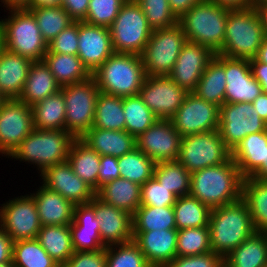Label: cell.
I'll list each match as a JSON object with an SVG mask.
<instances>
[{
  "label": "cell",
  "instance_id": "3",
  "mask_svg": "<svg viewBox=\"0 0 267 267\" xmlns=\"http://www.w3.org/2000/svg\"><path fill=\"white\" fill-rule=\"evenodd\" d=\"M231 9L210 0H204L185 12L178 23L187 41L208 48L213 54L223 49L226 20Z\"/></svg>",
  "mask_w": 267,
  "mask_h": 267
},
{
  "label": "cell",
  "instance_id": "25",
  "mask_svg": "<svg viewBox=\"0 0 267 267\" xmlns=\"http://www.w3.org/2000/svg\"><path fill=\"white\" fill-rule=\"evenodd\" d=\"M30 195L34 198L42 226L70 225L73 222L75 205L58 192L42 184Z\"/></svg>",
  "mask_w": 267,
  "mask_h": 267
},
{
  "label": "cell",
  "instance_id": "42",
  "mask_svg": "<svg viewBox=\"0 0 267 267\" xmlns=\"http://www.w3.org/2000/svg\"><path fill=\"white\" fill-rule=\"evenodd\" d=\"M153 176L177 198L190 194L191 173L177 161L156 163Z\"/></svg>",
  "mask_w": 267,
  "mask_h": 267
},
{
  "label": "cell",
  "instance_id": "49",
  "mask_svg": "<svg viewBox=\"0 0 267 267\" xmlns=\"http://www.w3.org/2000/svg\"><path fill=\"white\" fill-rule=\"evenodd\" d=\"M126 1L127 0H90L87 15L83 21L91 25L109 28Z\"/></svg>",
  "mask_w": 267,
  "mask_h": 267
},
{
  "label": "cell",
  "instance_id": "43",
  "mask_svg": "<svg viewBox=\"0 0 267 267\" xmlns=\"http://www.w3.org/2000/svg\"><path fill=\"white\" fill-rule=\"evenodd\" d=\"M155 162L137 147L118 157L120 178L142 185L154 175Z\"/></svg>",
  "mask_w": 267,
  "mask_h": 267
},
{
  "label": "cell",
  "instance_id": "13",
  "mask_svg": "<svg viewBox=\"0 0 267 267\" xmlns=\"http://www.w3.org/2000/svg\"><path fill=\"white\" fill-rule=\"evenodd\" d=\"M0 205V228L13 242L37 237L42 225L31 195L18 196Z\"/></svg>",
  "mask_w": 267,
  "mask_h": 267
},
{
  "label": "cell",
  "instance_id": "35",
  "mask_svg": "<svg viewBox=\"0 0 267 267\" xmlns=\"http://www.w3.org/2000/svg\"><path fill=\"white\" fill-rule=\"evenodd\" d=\"M241 198L246 202L256 232L267 230V180L243 178Z\"/></svg>",
  "mask_w": 267,
  "mask_h": 267
},
{
  "label": "cell",
  "instance_id": "54",
  "mask_svg": "<svg viewBox=\"0 0 267 267\" xmlns=\"http://www.w3.org/2000/svg\"><path fill=\"white\" fill-rule=\"evenodd\" d=\"M120 178L118 157L103 155L100 156V167L97 179V190L112 180Z\"/></svg>",
  "mask_w": 267,
  "mask_h": 267
},
{
  "label": "cell",
  "instance_id": "12",
  "mask_svg": "<svg viewBox=\"0 0 267 267\" xmlns=\"http://www.w3.org/2000/svg\"><path fill=\"white\" fill-rule=\"evenodd\" d=\"M219 133L226 147L232 151L247 135L267 130L252 103H224L220 107Z\"/></svg>",
  "mask_w": 267,
  "mask_h": 267
},
{
  "label": "cell",
  "instance_id": "51",
  "mask_svg": "<svg viewBox=\"0 0 267 267\" xmlns=\"http://www.w3.org/2000/svg\"><path fill=\"white\" fill-rule=\"evenodd\" d=\"M47 53L78 54V21H74L48 43Z\"/></svg>",
  "mask_w": 267,
  "mask_h": 267
},
{
  "label": "cell",
  "instance_id": "62",
  "mask_svg": "<svg viewBox=\"0 0 267 267\" xmlns=\"http://www.w3.org/2000/svg\"><path fill=\"white\" fill-rule=\"evenodd\" d=\"M63 0H29L23 7L25 9H36L39 7L62 6Z\"/></svg>",
  "mask_w": 267,
  "mask_h": 267
},
{
  "label": "cell",
  "instance_id": "59",
  "mask_svg": "<svg viewBox=\"0 0 267 267\" xmlns=\"http://www.w3.org/2000/svg\"><path fill=\"white\" fill-rule=\"evenodd\" d=\"M249 177L260 180H267V130L264 131L263 162Z\"/></svg>",
  "mask_w": 267,
  "mask_h": 267
},
{
  "label": "cell",
  "instance_id": "33",
  "mask_svg": "<svg viewBox=\"0 0 267 267\" xmlns=\"http://www.w3.org/2000/svg\"><path fill=\"white\" fill-rule=\"evenodd\" d=\"M43 61L61 87L82 82L91 77L77 55L46 53Z\"/></svg>",
  "mask_w": 267,
  "mask_h": 267
},
{
  "label": "cell",
  "instance_id": "17",
  "mask_svg": "<svg viewBox=\"0 0 267 267\" xmlns=\"http://www.w3.org/2000/svg\"><path fill=\"white\" fill-rule=\"evenodd\" d=\"M214 58L225 68L226 103H252L263 92L260 83L252 75L248 59L221 54L214 55Z\"/></svg>",
  "mask_w": 267,
  "mask_h": 267
},
{
  "label": "cell",
  "instance_id": "56",
  "mask_svg": "<svg viewBox=\"0 0 267 267\" xmlns=\"http://www.w3.org/2000/svg\"><path fill=\"white\" fill-rule=\"evenodd\" d=\"M250 68L253 77L260 83L262 91L267 93V64L250 59Z\"/></svg>",
  "mask_w": 267,
  "mask_h": 267
},
{
  "label": "cell",
  "instance_id": "7",
  "mask_svg": "<svg viewBox=\"0 0 267 267\" xmlns=\"http://www.w3.org/2000/svg\"><path fill=\"white\" fill-rule=\"evenodd\" d=\"M8 18L0 19L4 47L32 62L43 61L48 44L43 39L33 13L25 8H7Z\"/></svg>",
  "mask_w": 267,
  "mask_h": 267
},
{
  "label": "cell",
  "instance_id": "23",
  "mask_svg": "<svg viewBox=\"0 0 267 267\" xmlns=\"http://www.w3.org/2000/svg\"><path fill=\"white\" fill-rule=\"evenodd\" d=\"M177 237V229L133 232V241L151 267H166L177 256Z\"/></svg>",
  "mask_w": 267,
  "mask_h": 267
},
{
  "label": "cell",
  "instance_id": "16",
  "mask_svg": "<svg viewBox=\"0 0 267 267\" xmlns=\"http://www.w3.org/2000/svg\"><path fill=\"white\" fill-rule=\"evenodd\" d=\"M187 94L169 76H146L139 92L143 102L159 119H170Z\"/></svg>",
  "mask_w": 267,
  "mask_h": 267
},
{
  "label": "cell",
  "instance_id": "46",
  "mask_svg": "<svg viewBox=\"0 0 267 267\" xmlns=\"http://www.w3.org/2000/svg\"><path fill=\"white\" fill-rule=\"evenodd\" d=\"M210 252L212 249L209 226L178 230L177 256H194Z\"/></svg>",
  "mask_w": 267,
  "mask_h": 267
},
{
  "label": "cell",
  "instance_id": "8",
  "mask_svg": "<svg viewBox=\"0 0 267 267\" xmlns=\"http://www.w3.org/2000/svg\"><path fill=\"white\" fill-rule=\"evenodd\" d=\"M109 29L115 53L136 55H141L153 31L135 0L122 5Z\"/></svg>",
  "mask_w": 267,
  "mask_h": 267
},
{
  "label": "cell",
  "instance_id": "70",
  "mask_svg": "<svg viewBox=\"0 0 267 267\" xmlns=\"http://www.w3.org/2000/svg\"><path fill=\"white\" fill-rule=\"evenodd\" d=\"M220 267H227L225 264L222 263V265Z\"/></svg>",
  "mask_w": 267,
  "mask_h": 267
},
{
  "label": "cell",
  "instance_id": "48",
  "mask_svg": "<svg viewBox=\"0 0 267 267\" xmlns=\"http://www.w3.org/2000/svg\"><path fill=\"white\" fill-rule=\"evenodd\" d=\"M144 12L149 27L158 30L174 26L178 18L170 10L168 0H135Z\"/></svg>",
  "mask_w": 267,
  "mask_h": 267
},
{
  "label": "cell",
  "instance_id": "60",
  "mask_svg": "<svg viewBox=\"0 0 267 267\" xmlns=\"http://www.w3.org/2000/svg\"><path fill=\"white\" fill-rule=\"evenodd\" d=\"M252 106L258 112L260 118L267 123V93L262 92L252 102Z\"/></svg>",
  "mask_w": 267,
  "mask_h": 267
},
{
  "label": "cell",
  "instance_id": "64",
  "mask_svg": "<svg viewBox=\"0 0 267 267\" xmlns=\"http://www.w3.org/2000/svg\"><path fill=\"white\" fill-rule=\"evenodd\" d=\"M257 62H262L267 64V36L263 40V43L258 50L257 55L254 58Z\"/></svg>",
  "mask_w": 267,
  "mask_h": 267
},
{
  "label": "cell",
  "instance_id": "47",
  "mask_svg": "<svg viewBox=\"0 0 267 267\" xmlns=\"http://www.w3.org/2000/svg\"><path fill=\"white\" fill-rule=\"evenodd\" d=\"M106 259L107 267H151L133 240L106 246Z\"/></svg>",
  "mask_w": 267,
  "mask_h": 267
},
{
  "label": "cell",
  "instance_id": "34",
  "mask_svg": "<svg viewBox=\"0 0 267 267\" xmlns=\"http://www.w3.org/2000/svg\"><path fill=\"white\" fill-rule=\"evenodd\" d=\"M32 107L34 129L65 130V99L61 91L35 103Z\"/></svg>",
  "mask_w": 267,
  "mask_h": 267
},
{
  "label": "cell",
  "instance_id": "66",
  "mask_svg": "<svg viewBox=\"0 0 267 267\" xmlns=\"http://www.w3.org/2000/svg\"><path fill=\"white\" fill-rule=\"evenodd\" d=\"M4 34H3V29L2 26L0 25V54L4 49Z\"/></svg>",
  "mask_w": 267,
  "mask_h": 267
},
{
  "label": "cell",
  "instance_id": "44",
  "mask_svg": "<svg viewBox=\"0 0 267 267\" xmlns=\"http://www.w3.org/2000/svg\"><path fill=\"white\" fill-rule=\"evenodd\" d=\"M12 262L15 267H60L36 238L13 242Z\"/></svg>",
  "mask_w": 267,
  "mask_h": 267
},
{
  "label": "cell",
  "instance_id": "10",
  "mask_svg": "<svg viewBox=\"0 0 267 267\" xmlns=\"http://www.w3.org/2000/svg\"><path fill=\"white\" fill-rule=\"evenodd\" d=\"M231 151L219 130L196 133L181 138L177 162L190 173L227 162Z\"/></svg>",
  "mask_w": 267,
  "mask_h": 267
},
{
  "label": "cell",
  "instance_id": "36",
  "mask_svg": "<svg viewBox=\"0 0 267 267\" xmlns=\"http://www.w3.org/2000/svg\"><path fill=\"white\" fill-rule=\"evenodd\" d=\"M264 131L247 135L231 151V159L243 178L249 177L263 162Z\"/></svg>",
  "mask_w": 267,
  "mask_h": 267
},
{
  "label": "cell",
  "instance_id": "67",
  "mask_svg": "<svg viewBox=\"0 0 267 267\" xmlns=\"http://www.w3.org/2000/svg\"><path fill=\"white\" fill-rule=\"evenodd\" d=\"M267 2V0H252V7Z\"/></svg>",
  "mask_w": 267,
  "mask_h": 267
},
{
  "label": "cell",
  "instance_id": "32",
  "mask_svg": "<svg viewBox=\"0 0 267 267\" xmlns=\"http://www.w3.org/2000/svg\"><path fill=\"white\" fill-rule=\"evenodd\" d=\"M36 239L60 267L74 253L70 225L42 226Z\"/></svg>",
  "mask_w": 267,
  "mask_h": 267
},
{
  "label": "cell",
  "instance_id": "4",
  "mask_svg": "<svg viewBox=\"0 0 267 267\" xmlns=\"http://www.w3.org/2000/svg\"><path fill=\"white\" fill-rule=\"evenodd\" d=\"M91 76L100 92L123 98L139 94L147 75L140 55L114 53Z\"/></svg>",
  "mask_w": 267,
  "mask_h": 267
},
{
  "label": "cell",
  "instance_id": "39",
  "mask_svg": "<svg viewBox=\"0 0 267 267\" xmlns=\"http://www.w3.org/2000/svg\"><path fill=\"white\" fill-rule=\"evenodd\" d=\"M93 127L107 130H125L123 98L99 92Z\"/></svg>",
  "mask_w": 267,
  "mask_h": 267
},
{
  "label": "cell",
  "instance_id": "21",
  "mask_svg": "<svg viewBox=\"0 0 267 267\" xmlns=\"http://www.w3.org/2000/svg\"><path fill=\"white\" fill-rule=\"evenodd\" d=\"M214 55L201 44L187 41L168 76L188 93L193 92Z\"/></svg>",
  "mask_w": 267,
  "mask_h": 267
},
{
  "label": "cell",
  "instance_id": "15",
  "mask_svg": "<svg viewBox=\"0 0 267 267\" xmlns=\"http://www.w3.org/2000/svg\"><path fill=\"white\" fill-rule=\"evenodd\" d=\"M220 107L197 97L190 92L183 104L170 118L174 129L185 137L219 128Z\"/></svg>",
  "mask_w": 267,
  "mask_h": 267
},
{
  "label": "cell",
  "instance_id": "38",
  "mask_svg": "<svg viewBox=\"0 0 267 267\" xmlns=\"http://www.w3.org/2000/svg\"><path fill=\"white\" fill-rule=\"evenodd\" d=\"M176 229L207 227L211 209L189 195L176 198L173 205Z\"/></svg>",
  "mask_w": 267,
  "mask_h": 267
},
{
  "label": "cell",
  "instance_id": "65",
  "mask_svg": "<svg viewBox=\"0 0 267 267\" xmlns=\"http://www.w3.org/2000/svg\"><path fill=\"white\" fill-rule=\"evenodd\" d=\"M3 7L7 8H23L29 0H1Z\"/></svg>",
  "mask_w": 267,
  "mask_h": 267
},
{
  "label": "cell",
  "instance_id": "40",
  "mask_svg": "<svg viewBox=\"0 0 267 267\" xmlns=\"http://www.w3.org/2000/svg\"><path fill=\"white\" fill-rule=\"evenodd\" d=\"M132 223L133 232L176 229L173 206H139Z\"/></svg>",
  "mask_w": 267,
  "mask_h": 267
},
{
  "label": "cell",
  "instance_id": "41",
  "mask_svg": "<svg viewBox=\"0 0 267 267\" xmlns=\"http://www.w3.org/2000/svg\"><path fill=\"white\" fill-rule=\"evenodd\" d=\"M125 131L135 138L145 132L159 118L147 107L139 94L123 97Z\"/></svg>",
  "mask_w": 267,
  "mask_h": 267
},
{
  "label": "cell",
  "instance_id": "45",
  "mask_svg": "<svg viewBox=\"0 0 267 267\" xmlns=\"http://www.w3.org/2000/svg\"><path fill=\"white\" fill-rule=\"evenodd\" d=\"M27 10L31 11L36 18L40 33L47 44L74 22L62 6Z\"/></svg>",
  "mask_w": 267,
  "mask_h": 267
},
{
  "label": "cell",
  "instance_id": "61",
  "mask_svg": "<svg viewBox=\"0 0 267 267\" xmlns=\"http://www.w3.org/2000/svg\"><path fill=\"white\" fill-rule=\"evenodd\" d=\"M230 9H246L252 7V0H210Z\"/></svg>",
  "mask_w": 267,
  "mask_h": 267
},
{
  "label": "cell",
  "instance_id": "50",
  "mask_svg": "<svg viewBox=\"0 0 267 267\" xmlns=\"http://www.w3.org/2000/svg\"><path fill=\"white\" fill-rule=\"evenodd\" d=\"M176 198L154 176L141 185L140 206H173Z\"/></svg>",
  "mask_w": 267,
  "mask_h": 267
},
{
  "label": "cell",
  "instance_id": "69",
  "mask_svg": "<svg viewBox=\"0 0 267 267\" xmlns=\"http://www.w3.org/2000/svg\"><path fill=\"white\" fill-rule=\"evenodd\" d=\"M3 100H4V98L0 94V105H1V103H2Z\"/></svg>",
  "mask_w": 267,
  "mask_h": 267
},
{
  "label": "cell",
  "instance_id": "57",
  "mask_svg": "<svg viewBox=\"0 0 267 267\" xmlns=\"http://www.w3.org/2000/svg\"><path fill=\"white\" fill-rule=\"evenodd\" d=\"M13 240L0 228V264L12 262Z\"/></svg>",
  "mask_w": 267,
  "mask_h": 267
},
{
  "label": "cell",
  "instance_id": "1",
  "mask_svg": "<svg viewBox=\"0 0 267 267\" xmlns=\"http://www.w3.org/2000/svg\"><path fill=\"white\" fill-rule=\"evenodd\" d=\"M208 226L212 252L222 259L256 232L248 206L242 198L212 208Z\"/></svg>",
  "mask_w": 267,
  "mask_h": 267
},
{
  "label": "cell",
  "instance_id": "52",
  "mask_svg": "<svg viewBox=\"0 0 267 267\" xmlns=\"http://www.w3.org/2000/svg\"><path fill=\"white\" fill-rule=\"evenodd\" d=\"M61 267H107L106 247L96 251H74Z\"/></svg>",
  "mask_w": 267,
  "mask_h": 267
},
{
  "label": "cell",
  "instance_id": "63",
  "mask_svg": "<svg viewBox=\"0 0 267 267\" xmlns=\"http://www.w3.org/2000/svg\"><path fill=\"white\" fill-rule=\"evenodd\" d=\"M267 35V2L254 6Z\"/></svg>",
  "mask_w": 267,
  "mask_h": 267
},
{
  "label": "cell",
  "instance_id": "14",
  "mask_svg": "<svg viewBox=\"0 0 267 267\" xmlns=\"http://www.w3.org/2000/svg\"><path fill=\"white\" fill-rule=\"evenodd\" d=\"M33 130L32 107L19 99H4L0 105V154L9 157Z\"/></svg>",
  "mask_w": 267,
  "mask_h": 267
},
{
  "label": "cell",
  "instance_id": "37",
  "mask_svg": "<svg viewBox=\"0 0 267 267\" xmlns=\"http://www.w3.org/2000/svg\"><path fill=\"white\" fill-rule=\"evenodd\" d=\"M225 68L213 58L203 72L195 90L197 97L221 107L225 103Z\"/></svg>",
  "mask_w": 267,
  "mask_h": 267
},
{
  "label": "cell",
  "instance_id": "30",
  "mask_svg": "<svg viewBox=\"0 0 267 267\" xmlns=\"http://www.w3.org/2000/svg\"><path fill=\"white\" fill-rule=\"evenodd\" d=\"M267 263V236L255 232L224 259L227 267H263Z\"/></svg>",
  "mask_w": 267,
  "mask_h": 267
},
{
  "label": "cell",
  "instance_id": "19",
  "mask_svg": "<svg viewBox=\"0 0 267 267\" xmlns=\"http://www.w3.org/2000/svg\"><path fill=\"white\" fill-rule=\"evenodd\" d=\"M115 51L108 27L78 21V54L82 64L94 73Z\"/></svg>",
  "mask_w": 267,
  "mask_h": 267
},
{
  "label": "cell",
  "instance_id": "55",
  "mask_svg": "<svg viewBox=\"0 0 267 267\" xmlns=\"http://www.w3.org/2000/svg\"><path fill=\"white\" fill-rule=\"evenodd\" d=\"M90 0H63L62 7L74 21L86 18Z\"/></svg>",
  "mask_w": 267,
  "mask_h": 267
},
{
  "label": "cell",
  "instance_id": "6",
  "mask_svg": "<svg viewBox=\"0 0 267 267\" xmlns=\"http://www.w3.org/2000/svg\"><path fill=\"white\" fill-rule=\"evenodd\" d=\"M266 36L254 7L231 9L226 20L223 49L219 54L231 58L254 59Z\"/></svg>",
  "mask_w": 267,
  "mask_h": 267
},
{
  "label": "cell",
  "instance_id": "24",
  "mask_svg": "<svg viewBox=\"0 0 267 267\" xmlns=\"http://www.w3.org/2000/svg\"><path fill=\"white\" fill-rule=\"evenodd\" d=\"M100 221L90 204L75 205L70 224L74 251H96L105 248L99 230Z\"/></svg>",
  "mask_w": 267,
  "mask_h": 267
},
{
  "label": "cell",
  "instance_id": "9",
  "mask_svg": "<svg viewBox=\"0 0 267 267\" xmlns=\"http://www.w3.org/2000/svg\"><path fill=\"white\" fill-rule=\"evenodd\" d=\"M186 42V36L179 23L153 30L140 55L146 75L168 76Z\"/></svg>",
  "mask_w": 267,
  "mask_h": 267
},
{
  "label": "cell",
  "instance_id": "53",
  "mask_svg": "<svg viewBox=\"0 0 267 267\" xmlns=\"http://www.w3.org/2000/svg\"><path fill=\"white\" fill-rule=\"evenodd\" d=\"M223 259L213 252L194 256H176L166 267H220Z\"/></svg>",
  "mask_w": 267,
  "mask_h": 267
},
{
  "label": "cell",
  "instance_id": "2",
  "mask_svg": "<svg viewBox=\"0 0 267 267\" xmlns=\"http://www.w3.org/2000/svg\"><path fill=\"white\" fill-rule=\"evenodd\" d=\"M243 177L230 158L227 162L191 173L190 195L210 209L241 198Z\"/></svg>",
  "mask_w": 267,
  "mask_h": 267
},
{
  "label": "cell",
  "instance_id": "18",
  "mask_svg": "<svg viewBox=\"0 0 267 267\" xmlns=\"http://www.w3.org/2000/svg\"><path fill=\"white\" fill-rule=\"evenodd\" d=\"M181 138L170 119H158L136 137V147L155 163L176 161Z\"/></svg>",
  "mask_w": 267,
  "mask_h": 267
},
{
  "label": "cell",
  "instance_id": "29",
  "mask_svg": "<svg viewBox=\"0 0 267 267\" xmlns=\"http://www.w3.org/2000/svg\"><path fill=\"white\" fill-rule=\"evenodd\" d=\"M60 90L61 86L45 62H33L29 68L23 91L18 99L29 106H33Z\"/></svg>",
  "mask_w": 267,
  "mask_h": 267
},
{
  "label": "cell",
  "instance_id": "11",
  "mask_svg": "<svg viewBox=\"0 0 267 267\" xmlns=\"http://www.w3.org/2000/svg\"><path fill=\"white\" fill-rule=\"evenodd\" d=\"M65 99L66 130L81 138L93 127L99 88L91 76L87 80L61 87Z\"/></svg>",
  "mask_w": 267,
  "mask_h": 267
},
{
  "label": "cell",
  "instance_id": "26",
  "mask_svg": "<svg viewBox=\"0 0 267 267\" xmlns=\"http://www.w3.org/2000/svg\"><path fill=\"white\" fill-rule=\"evenodd\" d=\"M33 62L6 48L0 54V94L4 99H18Z\"/></svg>",
  "mask_w": 267,
  "mask_h": 267
},
{
  "label": "cell",
  "instance_id": "5",
  "mask_svg": "<svg viewBox=\"0 0 267 267\" xmlns=\"http://www.w3.org/2000/svg\"><path fill=\"white\" fill-rule=\"evenodd\" d=\"M75 139L66 129H34L7 158L33 164L42 173L49 166L67 161Z\"/></svg>",
  "mask_w": 267,
  "mask_h": 267
},
{
  "label": "cell",
  "instance_id": "27",
  "mask_svg": "<svg viewBox=\"0 0 267 267\" xmlns=\"http://www.w3.org/2000/svg\"><path fill=\"white\" fill-rule=\"evenodd\" d=\"M80 139L100 156L121 157L136 148V138L125 130L92 127Z\"/></svg>",
  "mask_w": 267,
  "mask_h": 267
},
{
  "label": "cell",
  "instance_id": "31",
  "mask_svg": "<svg viewBox=\"0 0 267 267\" xmlns=\"http://www.w3.org/2000/svg\"><path fill=\"white\" fill-rule=\"evenodd\" d=\"M67 161L73 172L96 192L100 155L80 138H76L70 147Z\"/></svg>",
  "mask_w": 267,
  "mask_h": 267
},
{
  "label": "cell",
  "instance_id": "58",
  "mask_svg": "<svg viewBox=\"0 0 267 267\" xmlns=\"http://www.w3.org/2000/svg\"><path fill=\"white\" fill-rule=\"evenodd\" d=\"M204 0H168L170 10L179 19L185 12L189 11L194 5Z\"/></svg>",
  "mask_w": 267,
  "mask_h": 267
},
{
  "label": "cell",
  "instance_id": "22",
  "mask_svg": "<svg viewBox=\"0 0 267 267\" xmlns=\"http://www.w3.org/2000/svg\"><path fill=\"white\" fill-rule=\"evenodd\" d=\"M99 219L102 244L106 246L124 244L133 240L132 215L106 204L96 196L89 202Z\"/></svg>",
  "mask_w": 267,
  "mask_h": 267
},
{
  "label": "cell",
  "instance_id": "28",
  "mask_svg": "<svg viewBox=\"0 0 267 267\" xmlns=\"http://www.w3.org/2000/svg\"><path fill=\"white\" fill-rule=\"evenodd\" d=\"M95 196L102 202L134 215L140 206L141 185L118 178L100 187Z\"/></svg>",
  "mask_w": 267,
  "mask_h": 267
},
{
  "label": "cell",
  "instance_id": "20",
  "mask_svg": "<svg viewBox=\"0 0 267 267\" xmlns=\"http://www.w3.org/2000/svg\"><path fill=\"white\" fill-rule=\"evenodd\" d=\"M45 187L61 194L74 205L89 204L95 191L77 176L68 161L47 167L41 174Z\"/></svg>",
  "mask_w": 267,
  "mask_h": 267
},
{
  "label": "cell",
  "instance_id": "68",
  "mask_svg": "<svg viewBox=\"0 0 267 267\" xmlns=\"http://www.w3.org/2000/svg\"><path fill=\"white\" fill-rule=\"evenodd\" d=\"M0 267H15V266L13 262H9V263L0 264Z\"/></svg>",
  "mask_w": 267,
  "mask_h": 267
}]
</instances>
